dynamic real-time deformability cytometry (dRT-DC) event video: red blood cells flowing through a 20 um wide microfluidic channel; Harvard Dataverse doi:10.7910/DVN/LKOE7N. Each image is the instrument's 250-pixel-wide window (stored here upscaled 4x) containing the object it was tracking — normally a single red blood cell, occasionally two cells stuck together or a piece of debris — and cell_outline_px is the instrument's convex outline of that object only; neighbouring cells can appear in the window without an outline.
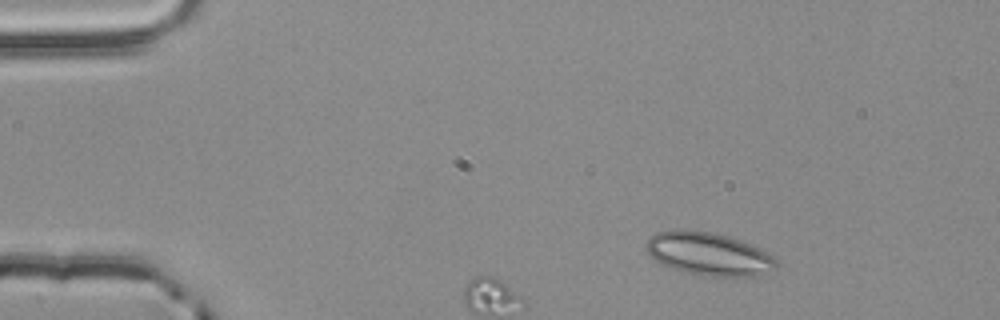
{"species": "common noctule bat (a hibernating species)", "species_latin": "Nyctalus noctula", "temperature_condition": "room temperature", "stored_images_in_passage": 4, "camera_frame_rate_fps": 3000, "um_per_image_px": 0.085, "animal": {"sex": "male", "body_mass_g": 20.4}, "frame": {"image": 1, "passage_image": 1, "time_ms": 0.0, "image_size_px": [1000, 320], "cell_outline_px": [[780, 264], [776, 268], [760, 276], [692, 276], [672, 268], [656, 260], [644, 248], [644, 244], [656, 232], [676, 228], [684, 228], [712, 232], [728, 236], [740, 240], [760, 248], [768, 252]], "centroid_in_image_um": [60.24, 21.58], "position_along_channel_um": 24.8, "area_um2": 33.23}}
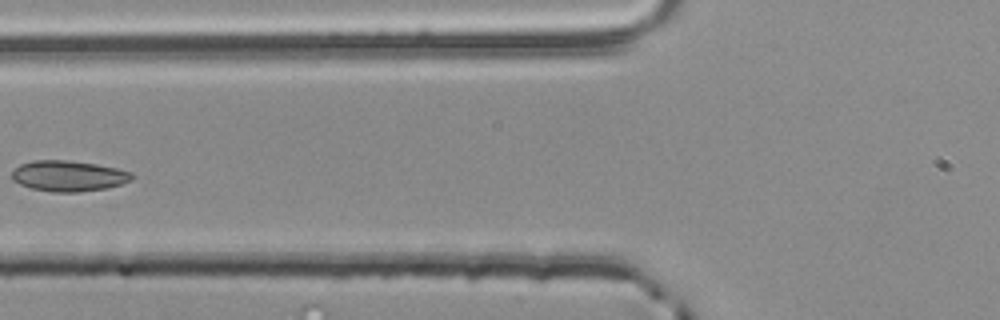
{"frame": {"image": 2, "passage_image": 4, "time_ms": 1.0, "image_size_px": [1000, 320], "cell_outline_px": [[136, 176], [132, 180], [108, 188], [76, 192], [52, 192], [32, 188], [20, 184], [12, 180], [12, 172], [20, 164], [32, 160], [68, 160], [96, 164], [116, 168], [132, 172]], "centroid_in_image_um": [5.84, 14.95], "position_along_channel_um": 120.0, "area_um2": 21.56}}